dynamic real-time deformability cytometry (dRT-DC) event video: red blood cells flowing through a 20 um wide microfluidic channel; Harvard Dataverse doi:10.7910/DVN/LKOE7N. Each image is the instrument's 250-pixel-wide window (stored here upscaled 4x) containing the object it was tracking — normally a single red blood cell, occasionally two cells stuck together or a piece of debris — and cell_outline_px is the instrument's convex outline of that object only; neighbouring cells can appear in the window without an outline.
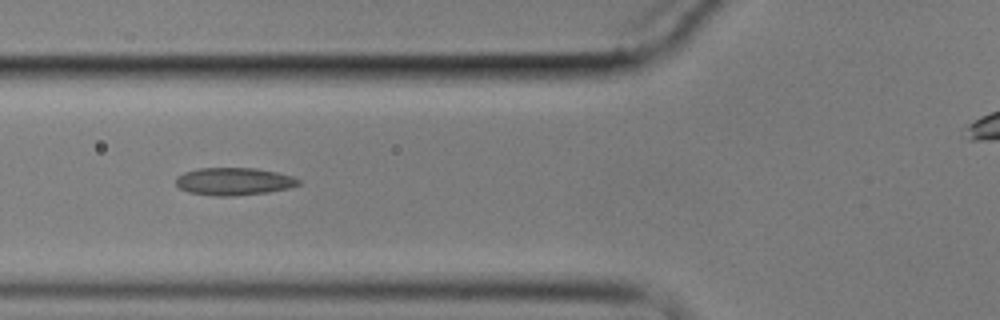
{"species": "common noctule bat (a hibernating species)", "species_latin": "Nyctalus noctula", "temperature_condition": "cold", "stored_images_in_passage": 10, "camera_frame_rate_fps": 3000, "um_per_image_px": 0.085, "animal": {"sex": "male", "body_mass_g": 17.9}, "frame": {"image": 1, "passage_image": 6, "time_ms": 6.0, "image_size_px": [1000, 320], "cell_outline_px": [[300, 184], [292, 188], [268, 192], [228, 196], [212, 196], [188, 192], [180, 188], [176, 184], [176, 176], [184, 172], [200, 168], [256, 168], [276, 172], [292, 176], [300, 180]], "centroid_in_image_um": [19.88, 15.42], "position_along_channel_um": 105.9, "area_um2": 19.77}}
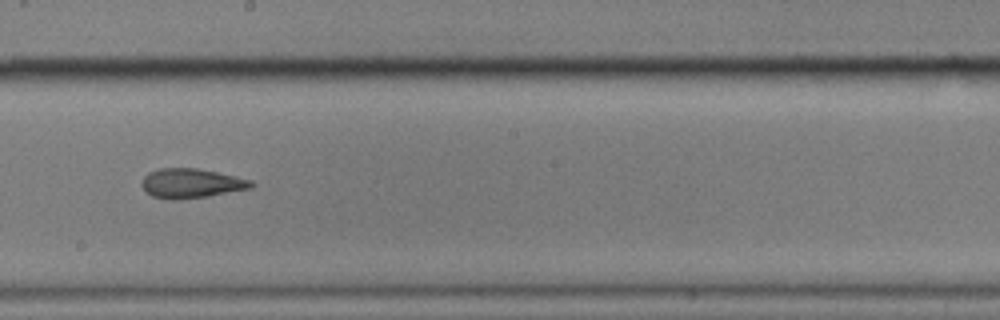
{"frame": {"image": 2, "passage_image": 9, "time_ms": 9.667, "image_size_px": [1000, 320], "cell_outline_px": [[256, 184], [252, 188], [208, 196], [176, 200], [168, 200], [152, 196], [140, 184], [140, 180], [148, 172], [160, 168], [196, 168], [216, 172], [252, 180]], "centroid_in_image_um": [16.24, 15.58], "position_along_channel_um": 232.0, "area_um2": 18.9}}
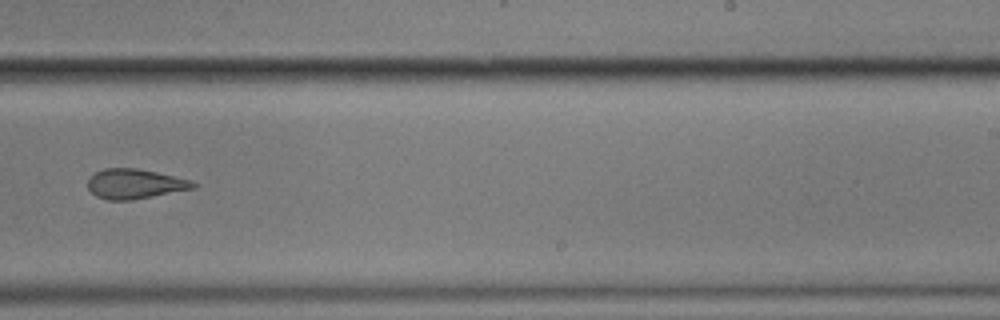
{"frame": {"image": 3, "passage_image": 10, "time_ms": 11.0, "image_size_px": [1000, 320], "cell_outline_px": [[200, 184], [196, 188], [132, 200], [108, 200], [96, 196], [88, 188], [88, 180], [96, 172], [104, 168], [136, 168], [156, 172], [188, 180]], "centroid_in_image_um": [11.47, 15.63], "position_along_channel_um": 277.5, "area_um2": 18.15}}